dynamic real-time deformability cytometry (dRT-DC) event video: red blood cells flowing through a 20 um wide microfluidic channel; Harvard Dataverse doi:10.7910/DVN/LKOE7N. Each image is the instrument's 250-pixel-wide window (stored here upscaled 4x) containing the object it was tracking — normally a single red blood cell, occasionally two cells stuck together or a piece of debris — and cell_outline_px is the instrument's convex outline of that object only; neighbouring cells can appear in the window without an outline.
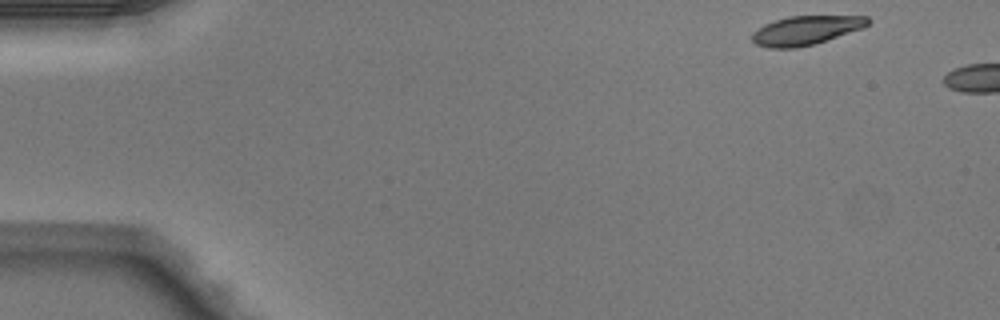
{"species": "Egyptian fruit bat (a non-hibernating species)", "species_latin": "Rousettus aegyptiacus", "temperature_condition": "warm", "stored_images_in_passage": 5, "camera_frame_rate_fps": 3000, "um_per_image_px": 0.085, "animal": {"sex": "male"}, "frame": {"image": 1, "passage_image": 1, "time_ms": 0.0, "image_size_px": [1000, 320], "cell_outline_px": [[872, 20], [868, 24], [860, 28], [816, 44], [796, 48], [768, 48], [756, 44], [752, 40], [752, 32], [764, 24], [788, 16], [868, 16]], "centroid_in_image_um": [68.47, 2.58], "position_along_channel_um": 16.5, "area_um2": 19.48}}